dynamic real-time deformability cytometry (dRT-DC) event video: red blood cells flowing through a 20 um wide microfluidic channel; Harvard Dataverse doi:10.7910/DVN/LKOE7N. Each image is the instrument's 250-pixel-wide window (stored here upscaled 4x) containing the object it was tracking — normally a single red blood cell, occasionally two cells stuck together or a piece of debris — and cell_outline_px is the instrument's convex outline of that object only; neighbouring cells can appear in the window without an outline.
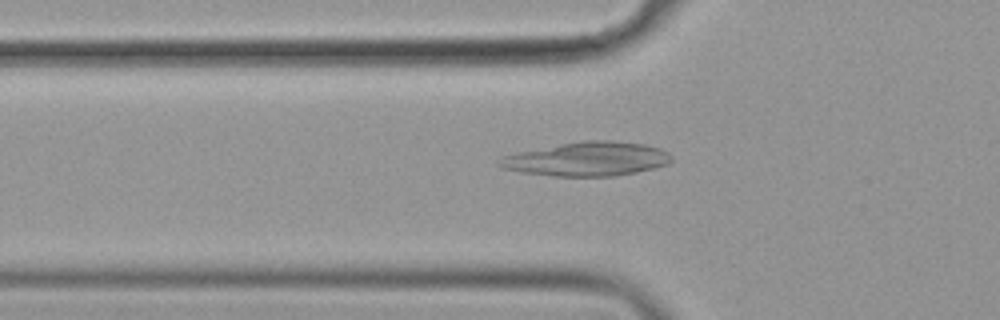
{"species": "common noctule bat (a hibernating species)", "species_latin": "Nyctalus noctula", "temperature_condition": "cold", "stored_images_in_passage": 41, "camera_frame_rate_fps": 3000, "um_per_image_px": 0.085, "animal": {"sex": "female", "body_mass_g": 19.9}, "frame": {"image": 1, "passage_image": 5, "time_ms": 1.333, "image_size_px": [1000, 320], "cell_outline_px": [[672, 160], [668, 164], [656, 168], [616, 176], [552, 176], [524, 172], [504, 168], [496, 164], [496, 160], [500, 156], [560, 144], [584, 140], [612, 140], [644, 144], [660, 148], [668, 152], [672, 156]], "centroid_in_image_um": [49.94, 13.51], "position_along_channel_um": 75.9, "area_um2": 34.16}}
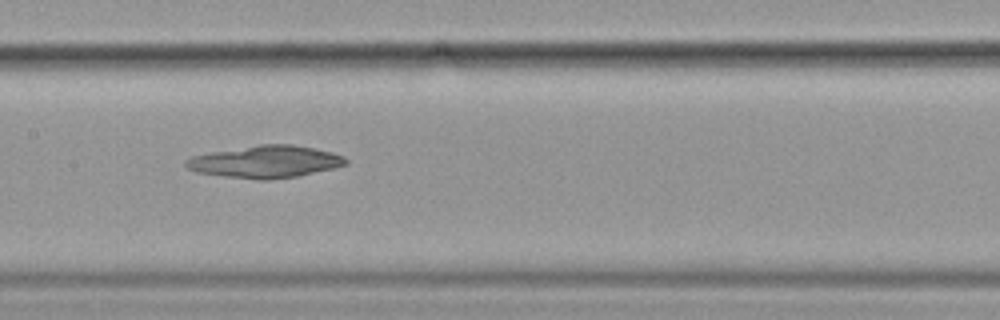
{"frame": {"image": 2, "passage_image": 14, "time_ms": 4.333, "image_size_px": [1000, 320], "cell_outline_px": [[348, 164], [332, 168], [296, 176], [268, 180], [260, 180], [224, 176], [196, 172], [188, 168], [184, 164], [184, 160], [192, 156], [212, 152], [260, 144], [292, 144], [332, 152], [344, 156], [348, 160]], "centroid_in_image_um": [22.55, 13.74], "position_along_channel_um": 184.8, "area_um2": 29.77}}
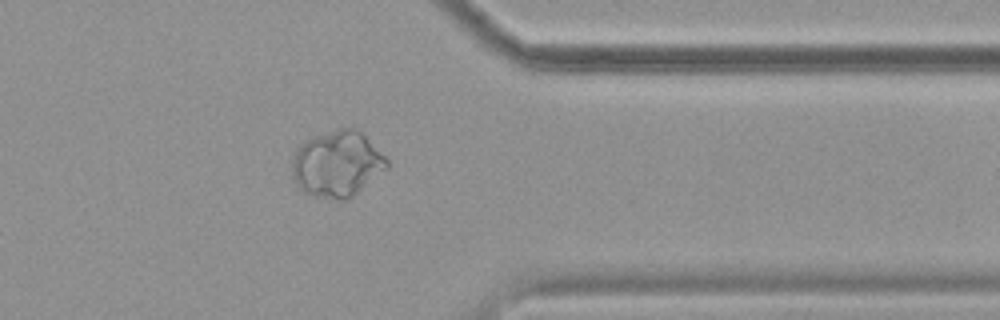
{"frame": {"image": 3, "passage_image": 31, "time_ms": 10.0, "image_size_px": [1000, 320], "cell_outline_px": [[388, 168], [348, 200], [340, 200], [312, 196], [304, 192], [296, 184], [292, 176], [292, 156], [300, 144], [304, 140], [336, 128], [352, 128], [360, 132], [388, 160]], "centroid_in_image_um": [28.62, 13.95], "position_along_channel_um": 382.8, "area_um2": 36.47}}